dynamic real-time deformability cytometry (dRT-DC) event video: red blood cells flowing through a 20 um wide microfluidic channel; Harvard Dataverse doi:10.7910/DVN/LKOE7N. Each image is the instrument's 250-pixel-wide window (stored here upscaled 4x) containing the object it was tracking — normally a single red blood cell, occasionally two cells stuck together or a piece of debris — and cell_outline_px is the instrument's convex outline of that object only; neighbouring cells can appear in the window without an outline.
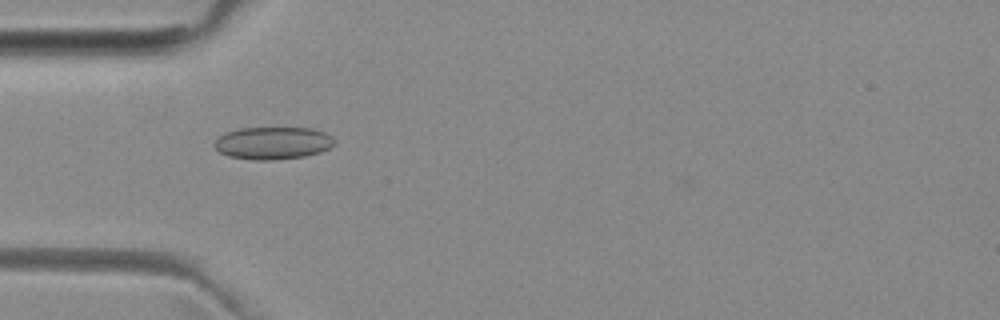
{"species": "common noctule bat (a hibernating species)", "species_latin": "Nyctalus noctula", "temperature_condition": "room temperature", "stored_images_in_passage": 7, "camera_frame_rate_fps": 3000, "um_per_image_px": 0.085, "animal": {"sex": "female", "body_mass_g": 29.2, "forearm_length_mm": 56.3}, "frame": {"image": 1, "passage_image": 2, "time_ms": 0.333, "image_size_px": [1000, 320], "cell_outline_px": [[336, 144], [320, 152], [304, 156], [272, 160], [256, 160], [228, 156], [220, 152], [212, 144], [220, 136], [228, 132], [240, 128], [312, 128], [324, 132], [332, 136], [336, 140]], "centroid_in_image_um": [23.22, 12.16], "position_along_channel_um": 61.8, "area_um2": 22.66}}
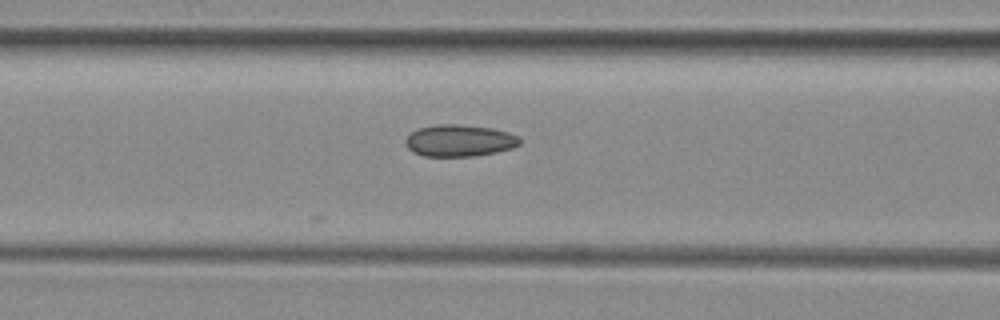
{"frame": {"image": 2, "passage_image": 7, "time_ms": 2.0, "image_size_px": [1000, 320], "cell_outline_px": [[520, 144], [512, 148], [496, 152], [476, 156], [424, 156], [412, 152], [404, 144], [404, 140], [412, 132], [420, 128], [436, 124], [456, 124], [492, 128], [508, 132], [516, 136], [520, 140]], "centroid_in_image_um": [39.02, 11.96], "position_along_channel_um": 127.6, "area_um2": 21.15}}